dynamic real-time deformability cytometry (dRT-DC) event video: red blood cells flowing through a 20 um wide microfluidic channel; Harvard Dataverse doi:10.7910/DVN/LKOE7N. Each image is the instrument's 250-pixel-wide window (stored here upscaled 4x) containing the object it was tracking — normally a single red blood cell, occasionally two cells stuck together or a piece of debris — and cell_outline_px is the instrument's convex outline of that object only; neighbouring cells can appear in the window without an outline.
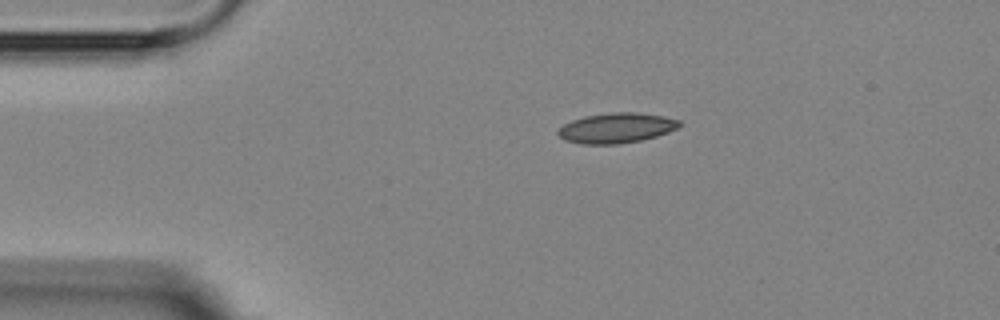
{"species": "Egyptian fruit bat (a non-hibernating species)", "species_latin": "Rousettus aegyptiacus", "temperature_condition": "room temperature", "stored_images_in_passage": 3, "camera_frame_rate_fps": 3000, "um_per_image_px": 0.085, "animal": {"sex": "female"}, "frame": {"image": 1, "passage_image": 1, "time_ms": 0.0, "image_size_px": [1000, 320], "cell_outline_px": [[680, 124], [676, 128], [668, 132], [656, 136], [640, 140], [620, 144], [580, 144], [564, 140], [556, 132], [564, 124], [572, 120], [584, 116], [612, 112], [632, 112], [660, 116], [680, 120]], "centroid_in_image_um": [52.34, 10.88], "position_along_channel_um": 32.7, "area_um2": 21.1}}